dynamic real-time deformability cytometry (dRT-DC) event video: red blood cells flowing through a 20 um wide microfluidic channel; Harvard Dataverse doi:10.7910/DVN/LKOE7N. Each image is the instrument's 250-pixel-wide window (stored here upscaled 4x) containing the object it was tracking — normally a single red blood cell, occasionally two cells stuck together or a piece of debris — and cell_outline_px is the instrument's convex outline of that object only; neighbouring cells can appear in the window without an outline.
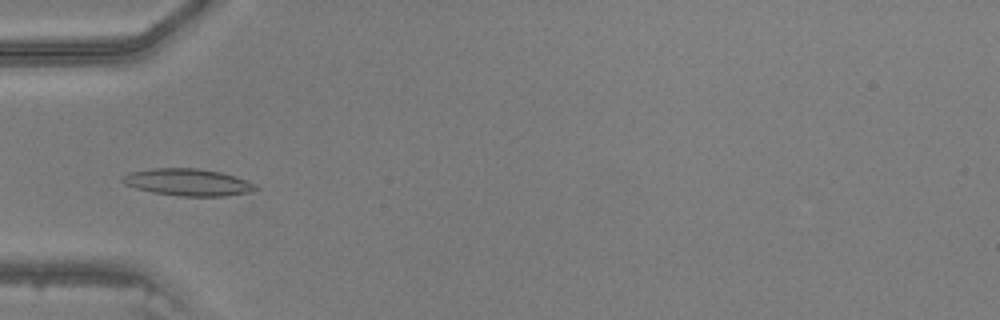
{"species": "common noctule bat (a hibernating species)", "species_latin": "Nyctalus noctula", "temperature_condition": "warm", "stored_images_in_passage": 43, "camera_frame_rate_fps": 3000, "um_per_image_px": 0.085, "animal": {"sex": "male", "body_mass_g": 20.5, "forearm_length_mm": 52.5}, "frame": {"image": 1, "passage_image": 12, "time_ms": 3.667, "image_size_px": [1000, 320], "cell_outline_px": [[260, 188], [252, 192], [224, 196], [180, 196], [152, 192], [136, 188], [124, 184], [120, 180], [120, 176], [128, 172], [152, 168], [196, 168], [220, 172], [256, 184]], "centroid_in_image_um": [15.92, 15.49], "position_along_channel_um": 69.1, "area_um2": 21.04}}
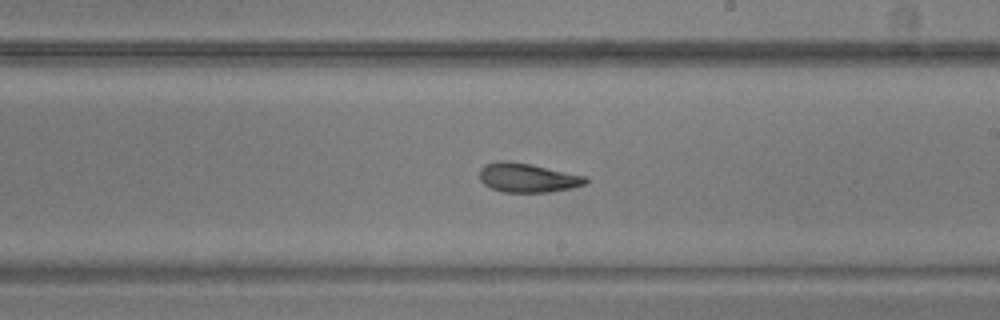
{"frame": {"image": 2, "passage_image": 24, "time_ms": 7.667, "image_size_px": [1000, 320], "cell_outline_px": [[588, 180], [584, 184], [572, 188], [548, 192], [504, 192], [492, 188], [484, 184], [480, 180], [480, 168], [484, 164], [500, 160], [504, 160], [528, 164], [588, 176]], "centroid_in_image_um": [44.84, 15.11], "position_along_channel_um": 244.2, "area_um2": 17.92}}
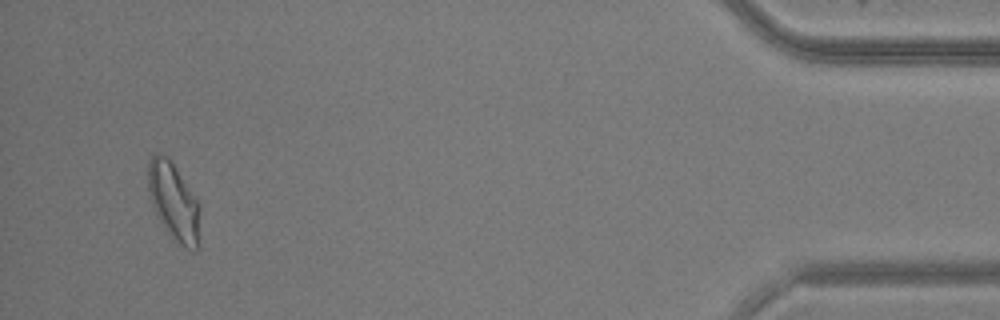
{"frame": {"image": 3, "passage_image": 41, "time_ms": 13.333, "image_size_px": [1000, 320], "cell_outline_px": [[200, 244], [196, 248], [184, 248], [172, 236], [160, 220], [152, 204], [148, 188], [148, 160], [156, 152], [168, 156], [200, 204]], "centroid_in_image_um": [14.79, 17.11], "position_along_channel_um": 420.4, "area_um2": 23.29}}